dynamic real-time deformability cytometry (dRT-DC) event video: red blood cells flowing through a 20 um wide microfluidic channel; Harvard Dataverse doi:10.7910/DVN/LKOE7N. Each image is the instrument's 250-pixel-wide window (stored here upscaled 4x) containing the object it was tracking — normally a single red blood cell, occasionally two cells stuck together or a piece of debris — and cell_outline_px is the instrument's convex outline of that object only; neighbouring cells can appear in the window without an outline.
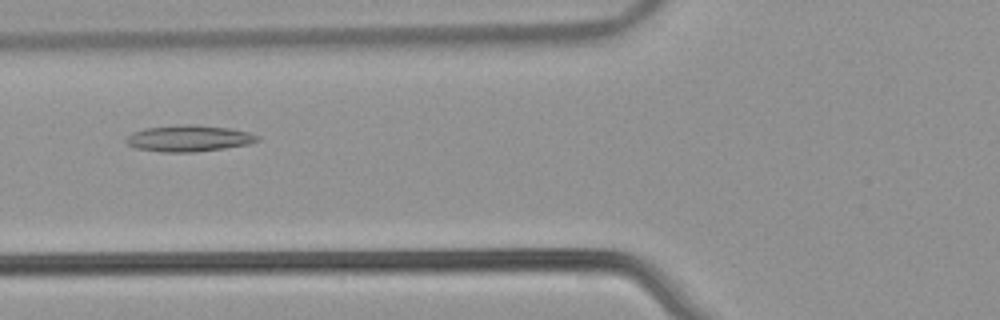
{"species": "common noctule bat (a hibernating species)", "species_latin": "Nyctalus noctula", "temperature_condition": "warm", "stored_images_in_passage": 53, "camera_frame_rate_fps": 3000, "um_per_image_px": 0.085, "animal": {"sex": "male", "body_mass_g": 21.5, "forearm_length_mm": 52.0}, "frame": {"image": 1, "passage_image": 21, "time_ms": 6.667, "image_size_px": [1000, 320], "cell_outline_px": [[260, 140], [248, 144], [224, 148], [196, 152], [160, 152], [136, 148], [128, 144], [124, 140], [132, 132], [144, 128], [176, 124], [196, 124], [228, 128], [248, 132], [260, 136]], "centroid_in_image_um": [16.03, 11.75], "position_along_channel_um": 109.8, "area_um2": 20.35}}
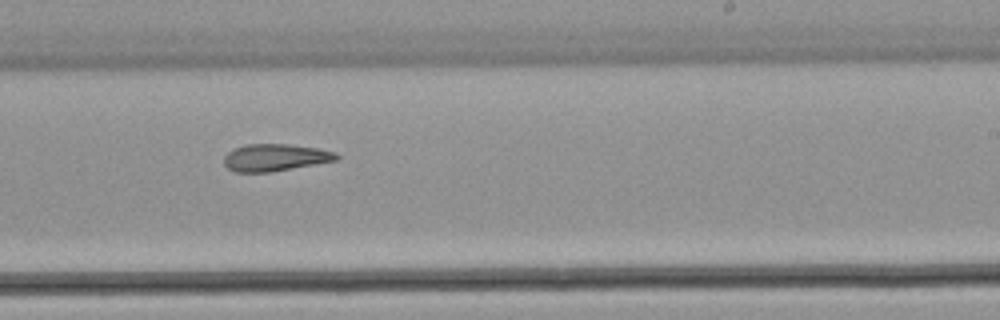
{"frame": {"image": 2, "passage_image": 33, "time_ms": 10.667, "image_size_px": [1000, 320], "cell_outline_px": [[340, 156], [336, 160], [272, 172], [236, 172], [228, 168], [224, 164], [224, 156], [232, 148], [244, 144], [288, 144], [320, 148], [336, 152]], "centroid_in_image_um": [23.37, 13.38], "position_along_channel_um": 265.6, "area_um2": 17.92}}
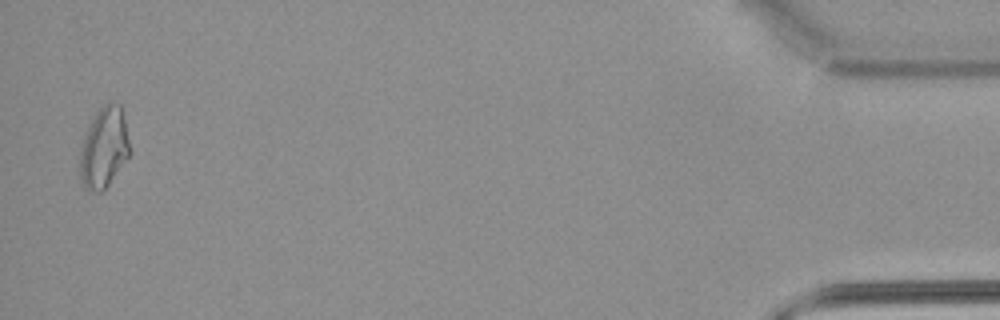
{"frame": {"image": 3, "passage_image": 52, "time_ms": 17.0, "image_size_px": [1000, 320], "cell_outline_px": [[132, 152], [108, 184], [100, 192], [88, 192], [84, 188], [80, 176], [80, 148], [88, 128], [96, 112], [104, 104], [120, 104]], "centroid_in_image_um": [8.84, 12.59], "position_along_channel_um": 426.4, "area_um2": 23.12}}